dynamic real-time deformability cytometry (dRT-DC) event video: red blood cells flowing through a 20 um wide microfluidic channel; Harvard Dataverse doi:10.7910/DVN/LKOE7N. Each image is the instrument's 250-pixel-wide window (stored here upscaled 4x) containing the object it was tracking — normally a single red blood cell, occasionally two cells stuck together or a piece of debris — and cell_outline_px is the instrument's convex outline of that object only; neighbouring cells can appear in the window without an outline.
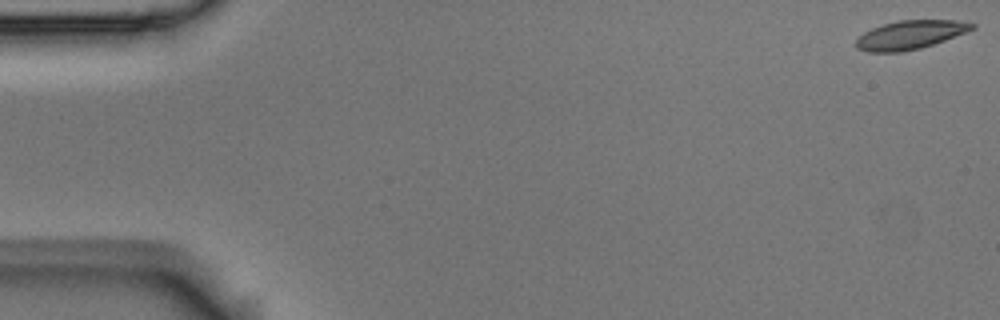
{"species": "Egyptian fruit bat (a non-hibernating species)", "species_latin": "Rousettus aegyptiacus", "temperature_condition": "room temperature", "stored_images_in_passage": 4, "camera_frame_rate_fps": 3000, "um_per_image_px": 0.085, "animal": {"sex": "male"}, "frame": {"image": 1, "passage_image": 1, "time_ms": 0.0, "image_size_px": [1000, 320], "cell_outline_px": [[976, 28], [944, 40], [920, 48], [900, 52], [868, 52], [856, 48], [856, 40], [864, 32], [872, 28], [884, 24], [900, 20], [952, 20], [976, 24]], "centroid_in_image_um": [77.34, 2.96], "position_along_channel_um": 7.7, "area_um2": 19.13}}